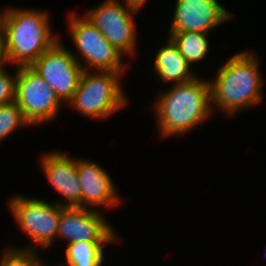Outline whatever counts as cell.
Masks as SVG:
<instances>
[{
	"instance_id": "cell-21",
	"label": "cell",
	"mask_w": 266,
	"mask_h": 266,
	"mask_svg": "<svg viewBox=\"0 0 266 266\" xmlns=\"http://www.w3.org/2000/svg\"><path fill=\"white\" fill-rule=\"evenodd\" d=\"M6 64L4 55L3 31H0V65Z\"/></svg>"
},
{
	"instance_id": "cell-10",
	"label": "cell",
	"mask_w": 266,
	"mask_h": 266,
	"mask_svg": "<svg viewBox=\"0 0 266 266\" xmlns=\"http://www.w3.org/2000/svg\"><path fill=\"white\" fill-rule=\"evenodd\" d=\"M102 211L65 207L60 214L58 223V239H64L67 244L76 241L85 242H119L122 238L107 222Z\"/></svg>"
},
{
	"instance_id": "cell-3",
	"label": "cell",
	"mask_w": 266,
	"mask_h": 266,
	"mask_svg": "<svg viewBox=\"0 0 266 266\" xmlns=\"http://www.w3.org/2000/svg\"><path fill=\"white\" fill-rule=\"evenodd\" d=\"M49 17L41 9L7 7L3 25L6 63L30 66L60 39L52 34Z\"/></svg>"
},
{
	"instance_id": "cell-9",
	"label": "cell",
	"mask_w": 266,
	"mask_h": 266,
	"mask_svg": "<svg viewBox=\"0 0 266 266\" xmlns=\"http://www.w3.org/2000/svg\"><path fill=\"white\" fill-rule=\"evenodd\" d=\"M30 67L54 90L66 105L72 98L83 72L72 51L58 40Z\"/></svg>"
},
{
	"instance_id": "cell-17",
	"label": "cell",
	"mask_w": 266,
	"mask_h": 266,
	"mask_svg": "<svg viewBox=\"0 0 266 266\" xmlns=\"http://www.w3.org/2000/svg\"><path fill=\"white\" fill-rule=\"evenodd\" d=\"M0 266H47V262L41 260L37 249L6 246L1 251Z\"/></svg>"
},
{
	"instance_id": "cell-19",
	"label": "cell",
	"mask_w": 266,
	"mask_h": 266,
	"mask_svg": "<svg viewBox=\"0 0 266 266\" xmlns=\"http://www.w3.org/2000/svg\"><path fill=\"white\" fill-rule=\"evenodd\" d=\"M4 67L5 64L0 65V105L12 103L16 97L18 67H15L14 76H11Z\"/></svg>"
},
{
	"instance_id": "cell-7",
	"label": "cell",
	"mask_w": 266,
	"mask_h": 266,
	"mask_svg": "<svg viewBox=\"0 0 266 266\" xmlns=\"http://www.w3.org/2000/svg\"><path fill=\"white\" fill-rule=\"evenodd\" d=\"M15 102L31 126L53 121L65 107L54 90L30 66L18 67Z\"/></svg>"
},
{
	"instance_id": "cell-20",
	"label": "cell",
	"mask_w": 266,
	"mask_h": 266,
	"mask_svg": "<svg viewBox=\"0 0 266 266\" xmlns=\"http://www.w3.org/2000/svg\"><path fill=\"white\" fill-rule=\"evenodd\" d=\"M124 4L128 5L131 9L140 12L142 7H144L147 0H123Z\"/></svg>"
},
{
	"instance_id": "cell-16",
	"label": "cell",
	"mask_w": 266,
	"mask_h": 266,
	"mask_svg": "<svg viewBox=\"0 0 266 266\" xmlns=\"http://www.w3.org/2000/svg\"><path fill=\"white\" fill-rule=\"evenodd\" d=\"M181 55L192 67L193 63H199L209 54V33L202 32H174L169 35Z\"/></svg>"
},
{
	"instance_id": "cell-22",
	"label": "cell",
	"mask_w": 266,
	"mask_h": 266,
	"mask_svg": "<svg viewBox=\"0 0 266 266\" xmlns=\"http://www.w3.org/2000/svg\"><path fill=\"white\" fill-rule=\"evenodd\" d=\"M7 8H4L0 11V31H3V25H4V18L6 14Z\"/></svg>"
},
{
	"instance_id": "cell-12",
	"label": "cell",
	"mask_w": 266,
	"mask_h": 266,
	"mask_svg": "<svg viewBox=\"0 0 266 266\" xmlns=\"http://www.w3.org/2000/svg\"><path fill=\"white\" fill-rule=\"evenodd\" d=\"M77 175L82 189V208L112 209L122 204L116 185L107 171L94 161L76 158Z\"/></svg>"
},
{
	"instance_id": "cell-18",
	"label": "cell",
	"mask_w": 266,
	"mask_h": 266,
	"mask_svg": "<svg viewBox=\"0 0 266 266\" xmlns=\"http://www.w3.org/2000/svg\"><path fill=\"white\" fill-rule=\"evenodd\" d=\"M30 127L25 120L22 111L14 101L9 104L0 105V142L12 135L17 129Z\"/></svg>"
},
{
	"instance_id": "cell-11",
	"label": "cell",
	"mask_w": 266,
	"mask_h": 266,
	"mask_svg": "<svg viewBox=\"0 0 266 266\" xmlns=\"http://www.w3.org/2000/svg\"><path fill=\"white\" fill-rule=\"evenodd\" d=\"M174 6L168 35L174 32L209 33L233 18L218 0H176Z\"/></svg>"
},
{
	"instance_id": "cell-15",
	"label": "cell",
	"mask_w": 266,
	"mask_h": 266,
	"mask_svg": "<svg viewBox=\"0 0 266 266\" xmlns=\"http://www.w3.org/2000/svg\"><path fill=\"white\" fill-rule=\"evenodd\" d=\"M117 242L76 241L66 244L65 263L62 266H103L104 245Z\"/></svg>"
},
{
	"instance_id": "cell-1",
	"label": "cell",
	"mask_w": 266,
	"mask_h": 266,
	"mask_svg": "<svg viewBox=\"0 0 266 266\" xmlns=\"http://www.w3.org/2000/svg\"><path fill=\"white\" fill-rule=\"evenodd\" d=\"M154 103V116L160 138L190 133L210 119L213 110L209 80L200 76L159 91Z\"/></svg>"
},
{
	"instance_id": "cell-5",
	"label": "cell",
	"mask_w": 266,
	"mask_h": 266,
	"mask_svg": "<svg viewBox=\"0 0 266 266\" xmlns=\"http://www.w3.org/2000/svg\"><path fill=\"white\" fill-rule=\"evenodd\" d=\"M66 24L80 56L73 51L72 54L83 70L126 72L127 66L122 59L124 56L85 16L79 17L72 12Z\"/></svg>"
},
{
	"instance_id": "cell-6",
	"label": "cell",
	"mask_w": 266,
	"mask_h": 266,
	"mask_svg": "<svg viewBox=\"0 0 266 266\" xmlns=\"http://www.w3.org/2000/svg\"><path fill=\"white\" fill-rule=\"evenodd\" d=\"M7 202L18 227L32 242L31 245L27 244L22 248L36 250L40 247L42 249L52 247L57 238L60 214L65 207L37 197H25L22 193L12 195Z\"/></svg>"
},
{
	"instance_id": "cell-8",
	"label": "cell",
	"mask_w": 266,
	"mask_h": 266,
	"mask_svg": "<svg viewBox=\"0 0 266 266\" xmlns=\"http://www.w3.org/2000/svg\"><path fill=\"white\" fill-rule=\"evenodd\" d=\"M86 12L84 16L101 31L119 53L132 57L137 53V29L134 20L139 12L120 0H105Z\"/></svg>"
},
{
	"instance_id": "cell-4",
	"label": "cell",
	"mask_w": 266,
	"mask_h": 266,
	"mask_svg": "<svg viewBox=\"0 0 266 266\" xmlns=\"http://www.w3.org/2000/svg\"><path fill=\"white\" fill-rule=\"evenodd\" d=\"M125 72L83 70L77 90L66 106L92 119H106L126 108L127 94L121 85Z\"/></svg>"
},
{
	"instance_id": "cell-2",
	"label": "cell",
	"mask_w": 266,
	"mask_h": 266,
	"mask_svg": "<svg viewBox=\"0 0 266 266\" xmlns=\"http://www.w3.org/2000/svg\"><path fill=\"white\" fill-rule=\"evenodd\" d=\"M251 52H236L220 65L215 79L209 80L213 112L219 109L225 116H233L256 107L264 99L260 62L257 54Z\"/></svg>"
},
{
	"instance_id": "cell-13",
	"label": "cell",
	"mask_w": 266,
	"mask_h": 266,
	"mask_svg": "<svg viewBox=\"0 0 266 266\" xmlns=\"http://www.w3.org/2000/svg\"><path fill=\"white\" fill-rule=\"evenodd\" d=\"M40 160L41 171L61 197V207L82 208V189L77 175L76 159L58 150L45 153ZM64 201V202H63Z\"/></svg>"
},
{
	"instance_id": "cell-14",
	"label": "cell",
	"mask_w": 266,
	"mask_h": 266,
	"mask_svg": "<svg viewBox=\"0 0 266 266\" xmlns=\"http://www.w3.org/2000/svg\"><path fill=\"white\" fill-rule=\"evenodd\" d=\"M167 41L156 52L152 68L154 75H157L161 82L172 85L193 80L198 74L192 71L193 68L181 55L175 43L170 38Z\"/></svg>"
}]
</instances>
